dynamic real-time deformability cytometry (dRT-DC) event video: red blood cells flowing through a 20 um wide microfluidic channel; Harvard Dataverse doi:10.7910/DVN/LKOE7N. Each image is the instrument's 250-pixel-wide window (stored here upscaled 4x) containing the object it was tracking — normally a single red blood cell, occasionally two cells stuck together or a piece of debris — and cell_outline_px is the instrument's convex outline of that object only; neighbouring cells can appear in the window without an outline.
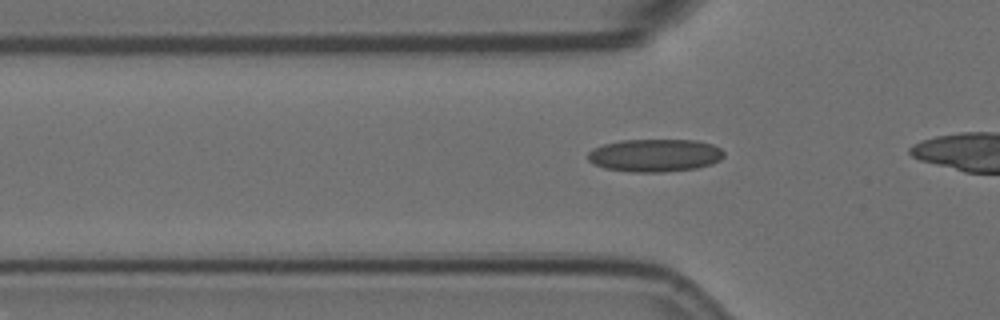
{"species": "Egyptian fruit bat (a non-hibernating species)", "species_latin": "Rousettus aegyptiacus", "temperature_condition": "room temperature", "stored_images_in_passage": 22, "camera_frame_rate_fps": 3000, "um_per_image_px": 0.085, "animal": {"sex": "female"}, "frame": {"image": 1, "passage_image": 12, "time_ms": 3.667, "image_size_px": [1000, 320], "cell_outline_px": [[724, 156], [720, 160], [712, 164], [696, 168], [664, 172], [628, 172], [604, 168], [592, 164], [588, 160], [588, 152], [592, 148], [604, 144], [620, 140], [696, 140], [712, 144], [720, 148], [724, 152]], "centroid_in_image_um": [55.64, 13.21], "position_along_channel_um": 70.2, "area_um2": 26.24}}
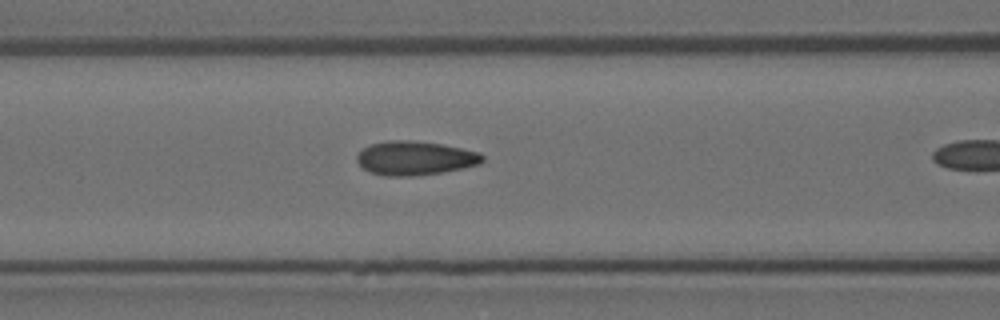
{"frame": {"image": 2, "passage_image": 17, "time_ms": 5.333, "image_size_px": [1000, 320], "cell_outline_px": [[484, 160], [480, 164], [464, 168], [440, 172], [412, 176], [384, 176], [368, 172], [356, 160], [356, 156], [364, 148], [372, 144], [388, 140], [408, 140], [440, 144], [480, 152], [484, 156]], "centroid_in_image_um": [35.28, 13.45], "position_along_channel_um": 131.3, "area_um2": 24.74}}
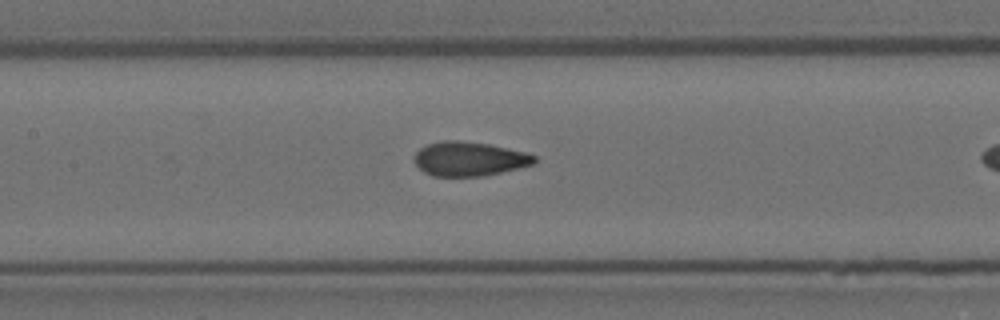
{"frame": {"image": 3, "passage_image": 20, "time_ms": 6.333, "image_size_px": [1000, 320], "cell_outline_px": [[536, 160], [532, 164], [484, 176], [432, 176], [424, 172], [416, 164], [416, 152], [420, 148], [428, 144], [444, 140], [456, 140], [488, 144], [524, 152], [536, 156]], "centroid_in_image_um": [39.86, 13.5], "position_along_channel_um": 167.5, "area_um2": 23.52}}